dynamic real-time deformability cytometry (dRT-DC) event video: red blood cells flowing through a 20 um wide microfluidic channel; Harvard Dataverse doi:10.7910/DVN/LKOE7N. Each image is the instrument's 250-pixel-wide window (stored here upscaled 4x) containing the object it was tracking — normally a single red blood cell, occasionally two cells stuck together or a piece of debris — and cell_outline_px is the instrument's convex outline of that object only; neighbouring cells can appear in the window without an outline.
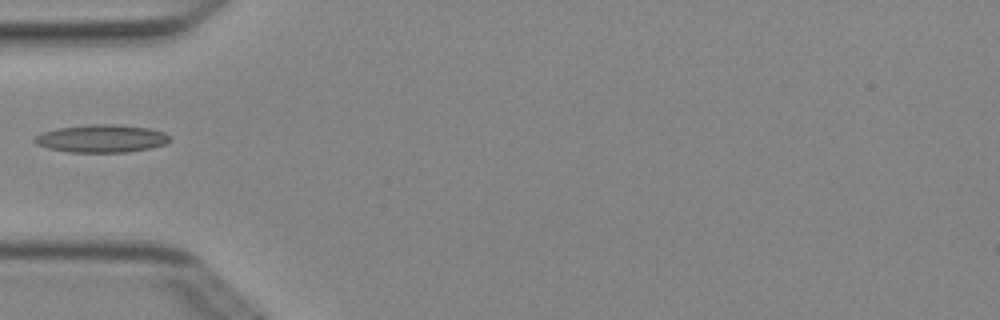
{"species": "Egyptian fruit bat (a non-hibernating species)", "species_latin": "Rousettus aegyptiacus", "temperature_condition": "cold", "stored_images_in_passage": 1, "camera_frame_rate_fps": 3000, "um_per_image_px": 0.085, "animal": {"sex": "female"}, "frame": {"image": 1, "passage_image": 1, "time_ms": 0.0, "image_size_px": [1000, 320], "cell_outline_px": [[172, 140], [164, 144], [152, 148], [128, 152], [72, 152], [48, 148], [36, 144], [32, 140], [36, 136], [44, 132], [56, 128], [92, 124], [116, 124], [148, 128], [164, 132], [172, 136]], "centroid_in_image_um": [8.67, 11.77], "position_along_channel_um": 76.3, "area_um2": 21.96}}